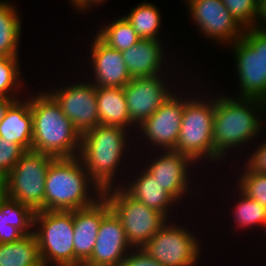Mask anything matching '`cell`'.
I'll return each mask as SVG.
<instances>
[{"label": "cell", "instance_id": "1", "mask_svg": "<svg viewBox=\"0 0 266 266\" xmlns=\"http://www.w3.org/2000/svg\"><path fill=\"white\" fill-rule=\"evenodd\" d=\"M229 95L215 96L213 117V162L254 140L262 130L260 115L266 112V102L255 98H234ZM265 111V112H264ZM260 114V115H259ZM261 121V122H260ZM259 133V134H258ZM229 150V151H228Z\"/></svg>", "mask_w": 266, "mask_h": 266}, {"label": "cell", "instance_id": "2", "mask_svg": "<svg viewBox=\"0 0 266 266\" xmlns=\"http://www.w3.org/2000/svg\"><path fill=\"white\" fill-rule=\"evenodd\" d=\"M34 96L30 97L32 150L54 158L77 157L81 134L47 91L38 92Z\"/></svg>", "mask_w": 266, "mask_h": 266}, {"label": "cell", "instance_id": "3", "mask_svg": "<svg viewBox=\"0 0 266 266\" xmlns=\"http://www.w3.org/2000/svg\"><path fill=\"white\" fill-rule=\"evenodd\" d=\"M102 197L103 192L91 180L78 156L55 158L51 162L45 179V211L84 209Z\"/></svg>", "mask_w": 266, "mask_h": 266}, {"label": "cell", "instance_id": "4", "mask_svg": "<svg viewBox=\"0 0 266 266\" xmlns=\"http://www.w3.org/2000/svg\"><path fill=\"white\" fill-rule=\"evenodd\" d=\"M128 131L119 126L99 124L81 135L78 157L102 192L115 187L113 181L129 146Z\"/></svg>", "mask_w": 266, "mask_h": 266}, {"label": "cell", "instance_id": "5", "mask_svg": "<svg viewBox=\"0 0 266 266\" xmlns=\"http://www.w3.org/2000/svg\"><path fill=\"white\" fill-rule=\"evenodd\" d=\"M35 234L46 266H75L73 211H37Z\"/></svg>", "mask_w": 266, "mask_h": 266}, {"label": "cell", "instance_id": "6", "mask_svg": "<svg viewBox=\"0 0 266 266\" xmlns=\"http://www.w3.org/2000/svg\"><path fill=\"white\" fill-rule=\"evenodd\" d=\"M212 99L206 101L197 95L194 98L185 96L180 133L174 151L190 157L195 163L204 159L213 162L215 98Z\"/></svg>", "mask_w": 266, "mask_h": 266}, {"label": "cell", "instance_id": "7", "mask_svg": "<svg viewBox=\"0 0 266 266\" xmlns=\"http://www.w3.org/2000/svg\"><path fill=\"white\" fill-rule=\"evenodd\" d=\"M103 197L120 219L132 248H142L169 221L161 212L136 200L122 186L104 190Z\"/></svg>", "mask_w": 266, "mask_h": 266}, {"label": "cell", "instance_id": "8", "mask_svg": "<svg viewBox=\"0 0 266 266\" xmlns=\"http://www.w3.org/2000/svg\"><path fill=\"white\" fill-rule=\"evenodd\" d=\"M239 79V98L266 102V32L245 29L241 39L231 45Z\"/></svg>", "mask_w": 266, "mask_h": 266}, {"label": "cell", "instance_id": "9", "mask_svg": "<svg viewBox=\"0 0 266 266\" xmlns=\"http://www.w3.org/2000/svg\"><path fill=\"white\" fill-rule=\"evenodd\" d=\"M54 159L48 154L26 151L6 176L7 197L27 205L34 212L45 211V179Z\"/></svg>", "mask_w": 266, "mask_h": 266}, {"label": "cell", "instance_id": "10", "mask_svg": "<svg viewBox=\"0 0 266 266\" xmlns=\"http://www.w3.org/2000/svg\"><path fill=\"white\" fill-rule=\"evenodd\" d=\"M168 221L142 247L163 266H195L201 252L200 240L187 227Z\"/></svg>", "mask_w": 266, "mask_h": 266}, {"label": "cell", "instance_id": "11", "mask_svg": "<svg viewBox=\"0 0 266 266\" xmlns=\"http://www.w3.org/2000/svg\"><path fill=\"white\" fill-rule=\"evenodd\" d=\"M187 10L201 35L218 44H233L242 38L245 29L227 10L221 0H185Z\"/></svg>", "mask_w": 266, "mask_h": 266}, {"label": "cell", "instance_id": "12", "mask_svg": "<svg viewBox=\"0 0 266 266\" xmlns=\"http://www.w3.org/2000/svg\"><path fill=\"white\" fill-rule=\"evenodd\" d=\"M89 81L48 91L81 135L100 124L96 86Z\"/></svg>", "mask_w": 266, "mask_h": 266}, {"label": "cell", "instance_id": "13", "mask_svg": "<svg viewBox=\"0 0 266 266\" xmlns=\"http://www.w3.org/2000/svg\"><path fill=\"white\" fill-rule=\"evenodd\" d=\"M163 78L164 74L153 77L132 78L123 87L127 102V112L133 127H135L134 125H136L135 128L139 127L174 93L168 88V80L163 82L165 80Z\"/></svg>", "mask_w": 266, "mask_h": 266}, {"label": "cell", "instance_id": "14", "mask_svg": "<svg viewBox=\"0 0 266 266\" xmlns=\"http://www.w3.org/2000/svg\"><path fill=\"white\" fill-rule=\"evenodd\" d=\"M177 93L174 90L159 109L138 127L150 146L155 145L163 151L174 150L179 138L185 95Z\"/></svg>", "mask_w": 266, "mask_h": 266}, {"label": "cell", "instance_id": "15", "mask_svg": "<svg viewBox=\"0 0 266 266\" xmlns=\"http://www.w3.org/2000/svg\"><path fill=\"white\" fill-rule=\"evenodd\" d=\"M132 249L120 219L110 210L101 221L92 255L83 266H119Z\"/></svg>", "mask_w": 266, "mask_h": 266}, {"label": "cell", "instance_id": "16", "mask_svg": "<svg viewBox=\"0 0 266 266\" xmlns=\"http://www.w3.org/2000/svg\"><path fill=\"white\" fill-rule=\"evenodd\" d=\"M162 152L164 153H160L158 158H154L155 160L150 159V163L145 168L167 192L180 202L190 191L188 189L190 186L189 166L195 162L190 157L174 150Z\"/></svg>", "mask_w": 266, "mask_h": 266}, {"label": "cell", "instance_id": "17", "mask_svg": "<svg viewBox=\"0 0 266 266\" xmlns=\"http://www.w3.org/2000/svg\"><path fill=\"white\" fill-rule=\"evenodd\" d=\"M110 210L104 197L90 207L73 210L75 266H82L91 257L101 221Z\"/></svg>", "mask_w": 266, "mask_h": 266}, {"label": "cell", "instance_id": "18", "mask_svg": "<svg viewBox=\"0 0 266 266\" xmlns=\"http://www.w3.org/2000/svg\"><path fill=\"white\" fill-rule=\"evenodd\" d=\"M93 81L96 87L123 88L132 79L121 51L112 49L97 36L91 42Z\"/></svg>", "mask_w": 266, "mask_h": 266}, {"label": "cell", "instance_id": "19", "mask_svg": "<svg viewBox=\"0 0 266 266\" xmlns=\"http://www.w3.org/2000/svg\"><path fill=\"white\" fill-rule=\"evenodd\" d=\"M161 40L141 39L122 53L131 78L153 77L164 74V50ZM161 69V70H160Z\"/></svg>", "mask_w": 266, "mask_h": 266}, {"label": "cell", "instance_id": "20", "mask_svg": "<svg viewBox=\"0 0 266 266\" xmlns=\"http://www.w3.org/2000/svg\"><path fill=\"white\" fill-rule=\"evenodd\" d=\"M0 137L13 141L25 151L32 150L33 122L30 97L17 99L7 109L0 122Z\"/></svg>", "mask_w": 266, "mask_h": 266}, {"label": "cell", "instance_id": "21", "mask_svg": "<svg viewBox=\"0 0 266 266\" xmlns=\"http://www.w3.org/2000/svg\"><path fill=\"white\" fill-rule=\"evenodd\" d=\"M142 171L137 177L136 175L135 178L132 177L131 184H118L117 186H122L136 200L170 218L169 214L172 210L169 208L178 201L146 169Z\"/></svg>", "mask_w": 266, "mask_h": 266}, {"label": "cell", "instance_id": "22", "mask_svg": "<svg viewBox=\"0 0 266 266\" xmlns=\"http://www.w3.org/2000/svg\"><path fill=\"white\" fill-rule=\"evenodd\" d=\"M97 112L102 125L119 126L127 130L133 127L127 112L123 88L96 87Z\"/></svg>", "mask_w": 266, "mask_h": 266}, {"label": "cell", "instance_id": "23", "mask_svg": "<svg viewBox=\"0 0 266 266\" xmlns=\"http://www.w3.org/2000/svg\"><path fill=\"white\" fill-rule=\"evenodd\" d=\"M17 12L15 5L0 0V57H19L22 18Z\"/></svg>", "mask_w": 266, "mask_h": 266}, {"label": "cell", "instance_id": "24", "mask_svg": "<svg viewBox=\"0 0 266 266\" xmlns=\"http://www.w3.org/2000/svg\"><path fill=\"white\" fill-rule=\"evenodd\" d=\"M44 264L41 260L38 241L34 233L20 240L0 243V266H30Z\"/></svg>", "mask_w": 266, "mask_h": 266}, {"label": "cell", "instance_id": "25", "mask_svg": "<svg viewBox=\"0 0 266 266\" xmlns=\"http://www.w3.org/2000/svg\"><path fill=\"white\" fill-rule=\"evenodd\" d=\"M124 17L141 39L158 40L162 18L156 5L144 1Z\"/></svg>", "mask_w": 266, "mask_h": 266}, {"label": "cell", "instance_id": "26", "mask_svg": "<svg viewBox=\"0 0 266 266\" xmlns=\"http://www.w3.org/2000/svg\"><path fill=\"white\" fill-rule=\"evenodd\" d=\"M96 36L108 47L125 51L137 44L141 38L134 31L133 26L124 16L114 19L113 22L103 26L97 31Z\"/></svg>", "mask_w": 266, "mask_h": 266}, {"label": "cell", "instance_id": "27", "mask_svg": "<svg viewBox=\"0 0 266 266\" xmlns=\"http://www.w3.org/2000/svg\"><path fill=\"white\" fill-rule=\"evenodd\" d=\"M240 199L235 207H233V215L236 227L247 229L252 228V226L262 227L266 232V207L262 206L260 203L252 198H249L240 190Z\"/></svg>", "mask_w": 266, "mask_h": 266}, {"label": "cell", "instance_id": "28", "mask_svg": "<svg viewBox=\"0 0 266 266\" xmlns=\"http://www.w3.org/2000/svg\"><path fill=\"white\" fill-rule=\"evenodd\" d=\"M0 212L6 215L8 225L16 227L24 235L33 233L35 212L27 205L7 197L0 204Z\"/></svg>", "mask_w": 266, "mask_h": 266}, {"label": "cell", "instance_id": "29", "mask_svg": "<svg viewBox=\"0 0 266 266\" xmlns=\"http://www.w3.org/2000/svg\"><path fill=\"white\" fill-rule=\"evenodd\" d=\"M19 62V57H0V97L20 98L17 91L21 93L23 87Z\"/></svg>", "mask_w": 266, "mask_h": 266}, {"label": "cell", "instance_id": "30", "mask_svg": "<svg viewBox=\"0 0 266 266\" xmlns=\"http://www.w3.org/2000/svg\"><path fill=\"white\" fill-rule=\"evenodd\" d=\"M237 180L238 190L266 207V174L250 171L245 166Z\"/></svg>", "mask_w": 266, "mask_h": 266}, {"label": "cell", "instance_id": "31", "mask_svg": "<svg viewBox=\"0 0 266 266\" xmlns=\"http://www.w3.org/2000/svg\"><path fill=\"white\" fill-rule=\"evenodd\" d=\"M227 10L244 28H254L257 22L258 0H221Z\"/></svg>", "mask_w": 266, "mask_h": 266}, {"label": "cell", "instance_id": "32", "mask_svg": "<svg viewBox=\"0 0 266 266\" xmlns=\"http://www.w3.org/2000/svg\"><path fill=\"white\" fill-rule=\"evenodd\" d=\"M25 152L20 145L0 137V176L6 177Z\"/></svg>", "mask_w": 266, "mask_h": 266}, {"label": "cell", "instance_id": "33", "mask_svg": "<svg viewBox=\"0 0 266 266\" xmlns=\"http://www.w3.org/2000/svg\"><path fill=\"white\" fill-rule=\"evenodd\" d=\"M135 251V252H134ZM119 266H163L150 257L142 248H133Z\"/></svg>", "mask_w": 266, "mask_h": 266}, {"label": "cell", "instance_id": "34", "mask_svg": "<svg viewBox=\"0 0 266 266\" xmlns=\"http://www.w3.org/2000/svg\"><path fill=\"white\" fill-rule=\"evenodd\" d=\"M266 141V140H265ZM259 144L258 148H255L253 153H250L249 158L245 162L250 171L266 174V142Z\"/></svg>", "mask_w": 266, "mask_h": 266}, {"label": "cell", "instance_id": "35", "mask_svg": "<svg viewBox=\"0 0 266 266\" xmlns=\"http://www.w3.org/2000/svg\"><path fill=\"white\" fill-rule=\"evenodd\" d=\"M24 234L14 226L8 225L6 215L0 212V243H10L20 240Z\"/></svg>", "mask_w": 266, "mask_h": 266}, {"label": "cell", "instance_id": "36", "mask_svg": "<svg viewBox=\"0 0 266 266\" xmlns=\"http://www.w3.org/2000/svg\"><path fill=\"white\" fill-rule=\"evenodd\" d=\"M263 20L265 23L263 22ZM254 28L266 32V0L257 1V22Z\"/></svg>", "mask_w": 266, "mask_h": 266}, {"label": "cell", "instance_id": "37", "mask_svg": "<svg viewBox=\"0 0 266 266\" xmlns=\"http://www.w3.org/2000/svg\"><path fill=\"white\" fill-rule=\"evenodd\" d=\"M17 99L19 98L0 97V122L3 120L9 106Z\"/></svg>", "mask_w": 266, "mask_h": 266}, {"label": "cell", "instance_id": "38", "mask_svg": "<svg viewBox=\"0 0 266 266\" xmlns=\"http://www.w3.org/2000/svg\"><path fill=\"white\" fill-rule=\"evenodd\" d=\"M106 0H82L74 9L78 11H86L87 9H90L93 7V4H101L104 3Z\"/></svg>", "mask_w": 266, "mask_h": 266}, {"label": "cell", "instance_id": "39", "mask_svg": "<svg viewBox=\"0 0 266 266\" xmlns=\"http://www.w3.org/2000/svg\"><path fill=\"white\" fill-rule=\"evenodd\" d=\"M7 198L6 177L0 176V204Z\"/></svg>", "mask_w": 266, "mask_h": 266}, {"label": "cell", "instance_id": "40", "mask_svg": "<svg viewBox=\"0 0 266 266\" xmlns=\"http://www.w3.org/2000/svg\"><path fill=\"white\" fill-rule=\"evenodd\" d=\"M71 5H73L74 7H76L82 0H69Z\"/></svg>", "mask_w": 266, "mask_h": 266}, {"label": "cell", "instance_id": "41", "mask_svg": "<svg viewBox=\"0 0 266 266\" xmlns=\"http://www.w3.org/2000/svg\"><path fill=\"white\" fill-rule=\"evenodd\" d=\"M30 266H46L45 264H35V265H30Z\"/></svg>", "mask_w": 266, "mask_h": 266}]
</instances>
